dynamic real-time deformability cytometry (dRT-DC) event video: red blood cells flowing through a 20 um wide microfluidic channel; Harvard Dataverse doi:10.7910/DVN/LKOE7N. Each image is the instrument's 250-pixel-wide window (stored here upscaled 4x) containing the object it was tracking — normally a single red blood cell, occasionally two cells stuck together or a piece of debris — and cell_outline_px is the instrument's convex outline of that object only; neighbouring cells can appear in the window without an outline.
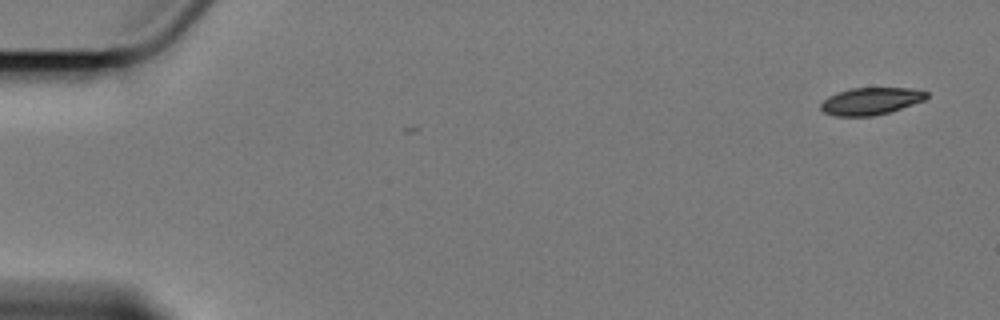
{"species": "Egyptian fruit bat (a non-hibernating species)", "species_latin": "Rousettus aegyptiacus", "temperature_condition": "cold", "stored_images_in_passage": 2, "camera_frame_rate_fps": 3000, "um_per_image_px": 0.085, "animal": {"sex": "female"}, "frame": {"image": 1, "passage_image": 1, "time_ms": 0.0, "image_size_px": [1000, 320], "cell_outline_px": [[928, 96], [924, 100], [888, 112], [872, 116], [836, 116], [824, 112], [820, 108], [820, 104], [828, 96], [852, 88], [908, 88], [928, 92]], "centroid_in_image_um": [74.0, 8.6], "position_along_channel_um": 11.0, "area_um2": 16.47}}